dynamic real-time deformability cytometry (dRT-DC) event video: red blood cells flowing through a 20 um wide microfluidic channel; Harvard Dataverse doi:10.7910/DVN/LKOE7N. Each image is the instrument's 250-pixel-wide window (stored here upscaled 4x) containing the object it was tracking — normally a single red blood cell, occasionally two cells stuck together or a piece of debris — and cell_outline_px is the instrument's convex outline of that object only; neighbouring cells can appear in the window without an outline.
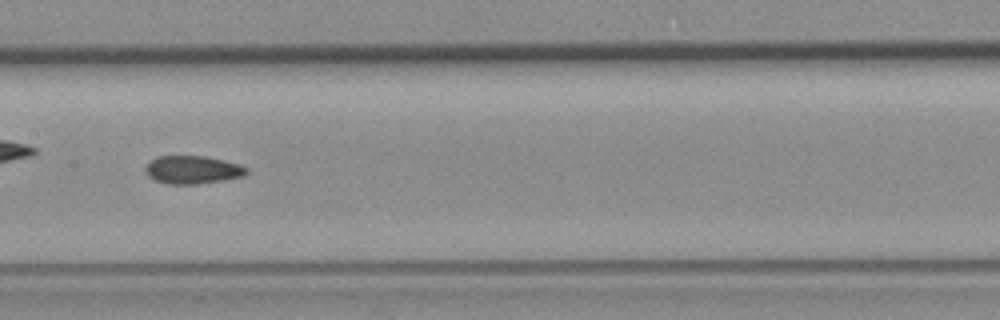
{"species": "common noctule bat (a hibernating species)", "species_latin": "Nyctalus noctula", "temperature_condition": "room temperature", "stored_images_in_passage": 45, "camera_frame_rate_fps": 3000, "um_per_image_px": 0.085, "animal": {"sex": "female", "body_mass_g": 19.3, "forearm_length_mm": 54.1}, "frame": {"image": 1, "passage_image": 26, "time_ms": 8.333, "image_size_px": [1000, 320], "cell_outline_px": [[248, 172], [244, 176], [224, 180], [196, 184], [168, 184], [156, 180], [148, 176], [144, 172], [144, 168], [156, 156], [204, 156], [240, 164], [248, 168]], "centroid_in_image_um": [16.37, 14.43], "position_along_channel_um": 191.0, "area_um2": 16.53}}
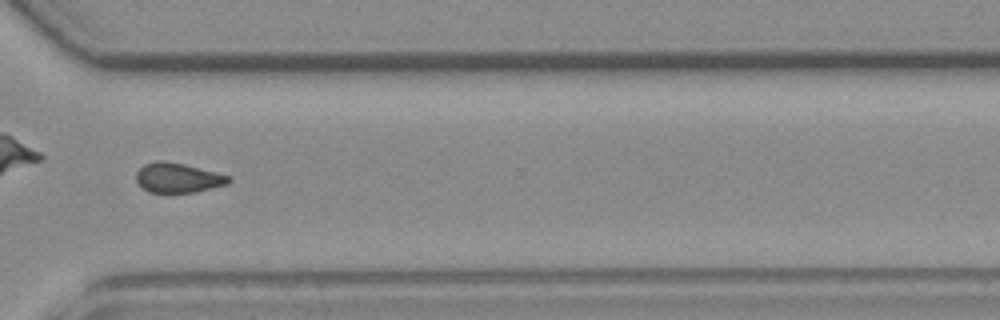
{"frame": {"image": 2, "passage_image": 39, "time_ms": 12.667, "image_size_px": [1000, 320], "cell_outline_px": [[232, 180], [228, 184], [196, 192], [168, 196], [148, 192], [136, 180], [136, 172], [144, 164], [156, 160], [164, 160], [184, 164], [232, 176]], "centroid_in_image_um": [15.12, 15.16], "position_along_channel_um": 355.5, "area_um2": 16.76}, "authors_computed_cell_mechanics": {"area_um2": 16.7042, "velocity_mm_per_s": 3.8004, "shape_relaxation_time_tau1_ms": null, "shape_relaxation_time_tau2_ms": 3.2613, "deformation_change_tau1": null, "deformation_change_tau2": 0.0645}}